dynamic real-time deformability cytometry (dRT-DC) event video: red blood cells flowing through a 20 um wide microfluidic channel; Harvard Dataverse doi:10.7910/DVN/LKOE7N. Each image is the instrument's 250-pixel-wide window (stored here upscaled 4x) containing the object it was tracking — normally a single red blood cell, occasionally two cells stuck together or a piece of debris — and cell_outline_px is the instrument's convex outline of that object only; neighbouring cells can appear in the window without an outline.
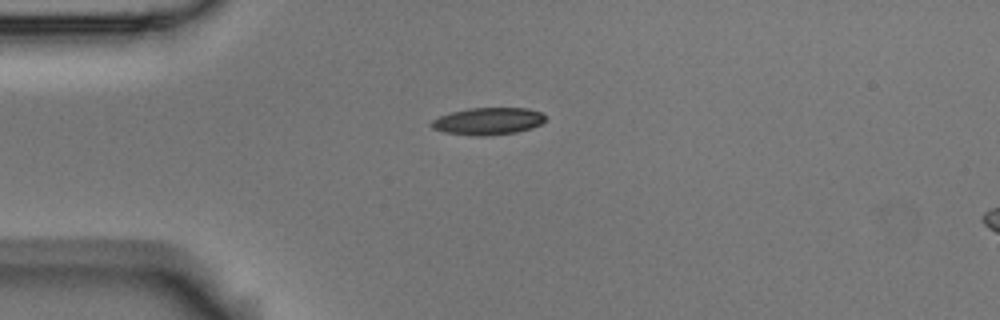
{"species": "Egyptian fruit bat (a non-hibernating species)", "species_latin": "Rousettus aegyptiacus", "temperature_condition": "room temperature", "stored_images_in_passage": 4, "camera_frame_rate_fps": 3000, "um_per_image_px": 0.085, "animal": {"sex": "male"}, "frame": {"image": 1, "passage_image": 1, "time_ms": 0.0, "image_size_px": [1000, 320], "cell_outline_px": [[548, 116], [540, 124], [532, 128], [516, 132], [484, 136], [472, 136], [444, 132], [432, 128], [428, 124], [432, 120], [440, 116], [452, 112], [468, 108], [528, 108], [540, 112]], "centroid_in_image_um": [41.47, 10.3], "position_along_channel_um": 43.5, "area_um2": 18.15}}
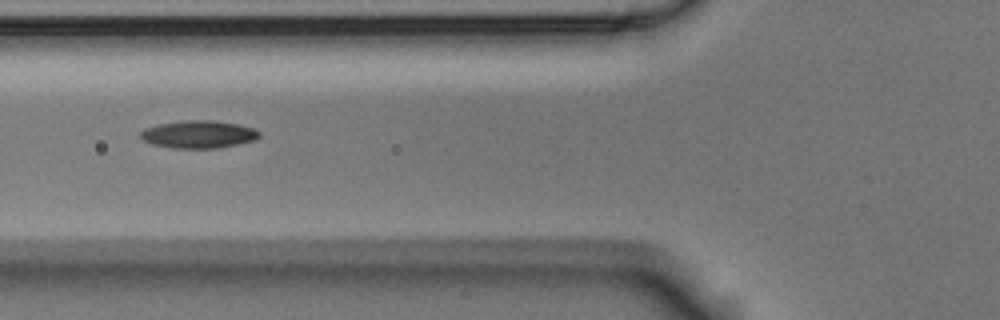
{"frame": {"image": 2, "passage_image": 3, "time_ms": 0.667, "image_size_px": [1000, 320], "cell_outline_px": [[260, 136], [256, 140], [216, 148], [172, 148], [152, 144], [144, 140], [140, 136], [140, 132], [144, 128], [160, 124], [184, 120], [212, 120], [240, 124], [256, 128], [260, 132]], "centroid_in_image_um": [16.91, 11.41], "position_along_channel_um": 108.9, "area_um2": 19.19}}
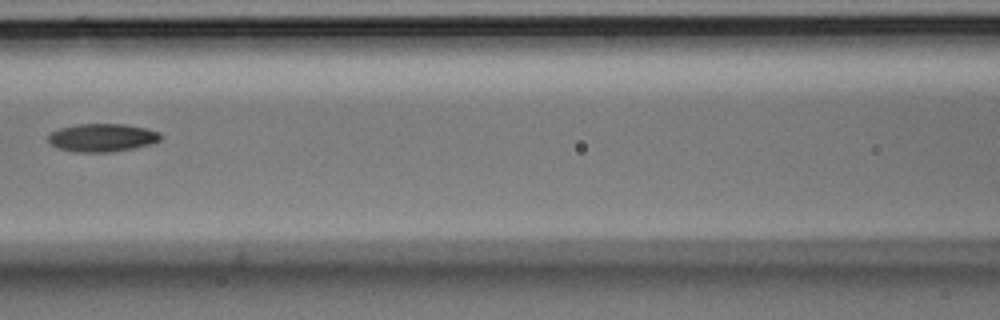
{"frame": {"image": 3, "passage_image": 4, "time_ms": 1.0, "image_size_px": [1000, 320], "cell_outline_px": [[160, 140], [152, 144], [112, 152], [72, 152], [56, 148], [48, 140], [48, 136], [52, 132], [60, 128], [76, 124], [124, 124], [148, 128], [160, 132]], "centroid_in_image_um": [8.69, 11.7], "position_along_channel_um": 157.9, "area_um2": 18.5}}